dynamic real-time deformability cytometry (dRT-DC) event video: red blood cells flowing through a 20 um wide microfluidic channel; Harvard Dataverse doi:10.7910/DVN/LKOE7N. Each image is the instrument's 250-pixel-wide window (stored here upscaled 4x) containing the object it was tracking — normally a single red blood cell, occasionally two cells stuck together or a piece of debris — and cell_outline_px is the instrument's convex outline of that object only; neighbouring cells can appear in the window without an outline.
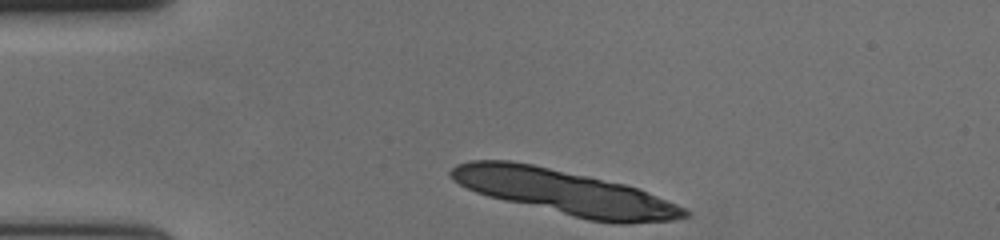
{"species": "human", "species_latin": "Homo sapiens", "temperature_condition": "cold", "stored_images_in_passage": 7, "camera_frame_rate_fps": 3000, "um_per_image_px": 0.085, "donor": {"sex": "female"}, "frame": {"image": 1, "passage_image": 1, "time_ms": 0.0, "image_size_px": [1000, 240], "cell_outline_px": [[688, 216], [672, 220], [628, 224], [612, 224], [588, 220], [504, 200], [488, 196], [476, 192], [452, 180], [448, 172], [456, 164], [472, 160], [508, 160], [532, 164], [588, 176], [624, 184], [640, 188], [676, 204], [684, 208], [688, 212]], "centroid_in_image_um": [48.0, 16.35], "position_along_channel_um": 37.0, "area_um2": 60.46}}